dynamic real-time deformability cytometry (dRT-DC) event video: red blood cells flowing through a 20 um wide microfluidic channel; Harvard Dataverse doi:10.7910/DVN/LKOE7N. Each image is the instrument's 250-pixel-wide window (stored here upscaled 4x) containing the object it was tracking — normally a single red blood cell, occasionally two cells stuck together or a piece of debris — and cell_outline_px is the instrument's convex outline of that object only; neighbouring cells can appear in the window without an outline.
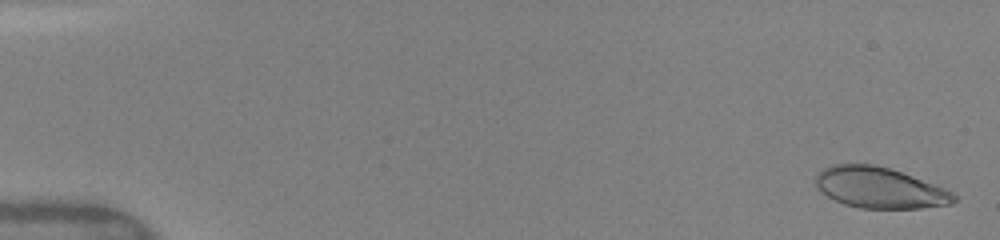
{"species": "human", "species_latin": "Homo sapiens", "temperature_condition": "warm", "stored_images_in_passage": 26, "camera_frame_rate_fps": 3000, "um_per_image_px": 0.085, "donor": {"sex": "female"}, "frame": {"image": 1, "passage_image": 1, "time_ms": 0.0, "image_size_px": [1000, 240], "cell_outline_px": [[956, 200], [952, 204], [920, 208], [860, 208], [844, 204], [828, 196], [816, 184], [816, 176], [824, 168], [832, 164], [876, 164], [912, 176], [944, 188], [952, 192], [956, 196]], "centroid_in_image_um": [74.79, 15.96], "position_along_channel_um": 10.2, "area_um2": 32.48}}
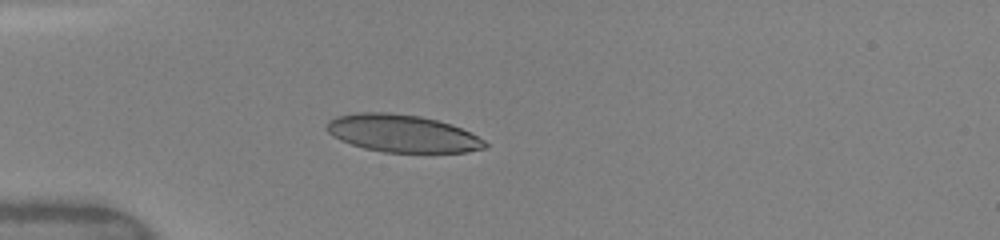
{"frame": {"image": 2, "passage_image": 18, "time_ms": 4.333, "image_size_px": [1000, 240], "cell_outline_px": [[488, 144], [484, 148], [468, 152], [384, 152], [364, 148], [340, 140], [332, 136], [324, 128], [328, 120], [336, 116], [360, 112], [388, 112], [420, 116], [452, 124], [484, 140]], "centroid_in_image_um": [34.14, 11.33], "position_along_channel_um": 50.9, "area_um2": 34.51}}
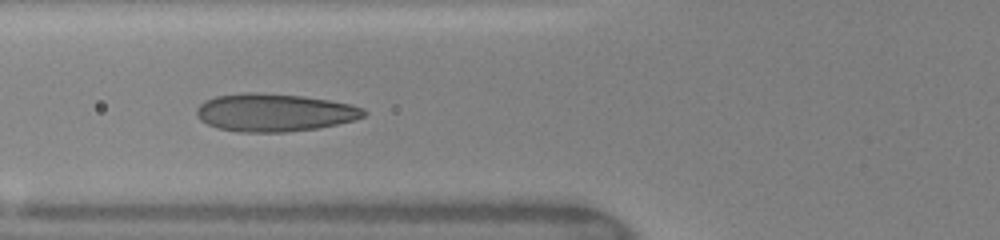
{"frame": {"image": 3, "passage_image": 25, "time_ms": 6.0, "image_size_px": [1000, 240], "cell_outline_px": [[368, 112], [364, 116], [352, 120], [320, 128], [288, 132], [240, 132], [216, 128], [200, 120], [196, 116], [196, 108], [204, 100], [216, 96], [240, 92], [256, 92], [304, 96], [328, 100], [348, 104], [364, 108]], "centroid_in_image_um": [23.28, 9.56], "position_along_channel_um": 102.5, "area_um2": 37.11}}